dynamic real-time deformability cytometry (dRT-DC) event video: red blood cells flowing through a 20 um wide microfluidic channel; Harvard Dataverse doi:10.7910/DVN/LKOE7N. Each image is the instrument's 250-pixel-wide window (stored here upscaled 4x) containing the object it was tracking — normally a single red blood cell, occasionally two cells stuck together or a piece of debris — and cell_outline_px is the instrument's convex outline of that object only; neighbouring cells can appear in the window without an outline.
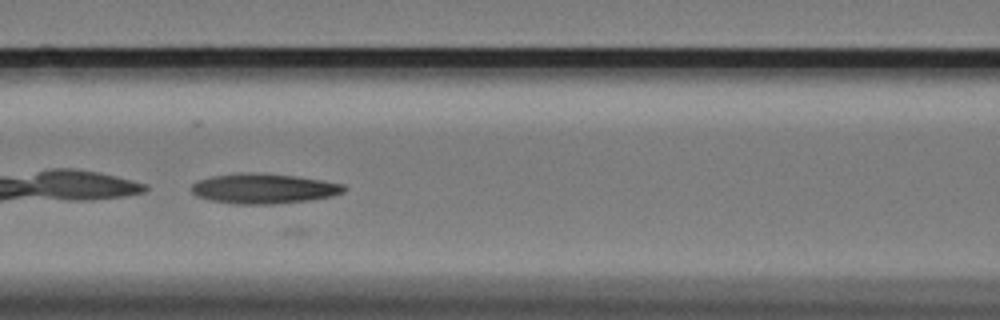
{"species": "Egyptian fruit bat (a non-hibernating species)", "species_latin": "Rousettus aegyptiacus", "temperature_condition": "cold", "stored_images_in_passage": 17, "camera_frame_rate_fps": 3000, "um_per_image_px": 0.085, "animal": {"sex": "female"}, "frame": {"image": 1, "passage_image": 8, "time_ms": 2.333, "image_size_px": [1000, 320], "cell_outline_px": [[348, 188], [344, 192], [332, 196], [308, 200], [272, 204], [236, 204], [208, 200], [196, 196], [192, 192], [192, 184], [196, 180], [212, 176], [236, 172], [256, 172], [296, 176], [324, 180], [344, 184]], "centroid_in_image_um": [22.4, 16.01], "position_along_channel_um": 144.2, "area_um2": 27.05}}
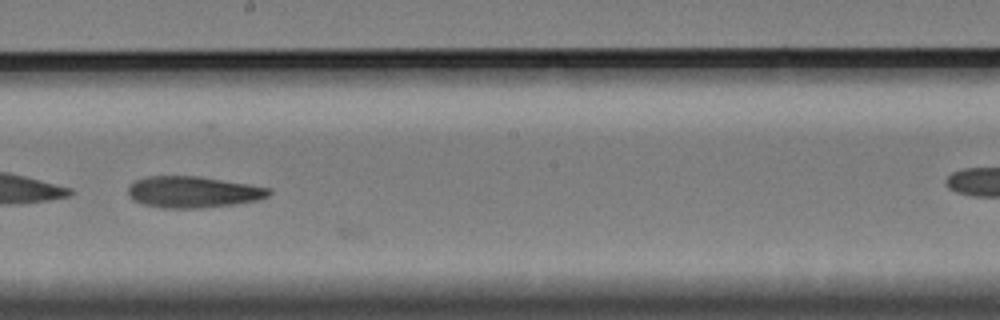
{"frame": {"image": 2, "passage_image": 16, "time_ms": 5.0, "image_size_px": [1000, 320], "cell_outline_px": [[272, 192], [268, 196], [256, 200], [232, 204], [200, 208], [160, 208], [144, 204], [132, 200], [128, 192], [128, 188], [136, 180], [148, 176], [200, 176], [272, 188]], "centroid_in_image_um": [16.41, 16.32], "position_along_channel_um": 231.8, "area_um2": 25.66}}